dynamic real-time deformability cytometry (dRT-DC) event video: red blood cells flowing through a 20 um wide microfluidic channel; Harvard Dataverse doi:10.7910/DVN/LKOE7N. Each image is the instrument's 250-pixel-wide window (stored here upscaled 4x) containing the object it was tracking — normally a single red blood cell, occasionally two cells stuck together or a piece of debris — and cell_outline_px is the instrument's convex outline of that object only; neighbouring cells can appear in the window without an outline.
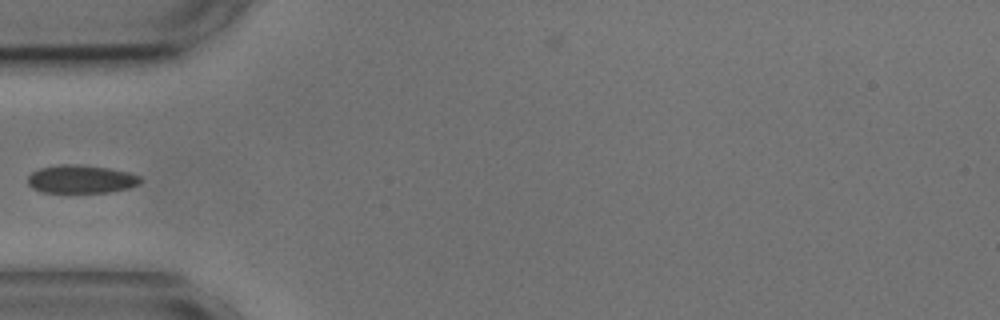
{"species": "common noctule bat (a hibernating species)", "species_latin": "Nyctalus noctula", "temperature_condition": "cold", "stored_images_in_passage": 5, "camera_frame_rate_fps": 3000, "um_per_image_px": 0.085, "animal": {"sex": "male", "body_mass_g": 17.9, "forearm_length_mm": 54.2}, "frame": {"image": 1, "passage_image": 4, "time_ms": 5.0, "image_size_px": [1000, 320], "cell_outline_px": [[144, 180], [140, 184], [128, 188], [108, 192], [40, 192], [32, 188], [28, 184], [28, 176], [32, 172], [40, 168], [60, 164], [80, 164], [108, 168], [128, 172], [140, 176]], "centroid_in_image_um": [6.9, 15.22], "position_along_channel_um": 78.1, "area_um2": 18.61}}